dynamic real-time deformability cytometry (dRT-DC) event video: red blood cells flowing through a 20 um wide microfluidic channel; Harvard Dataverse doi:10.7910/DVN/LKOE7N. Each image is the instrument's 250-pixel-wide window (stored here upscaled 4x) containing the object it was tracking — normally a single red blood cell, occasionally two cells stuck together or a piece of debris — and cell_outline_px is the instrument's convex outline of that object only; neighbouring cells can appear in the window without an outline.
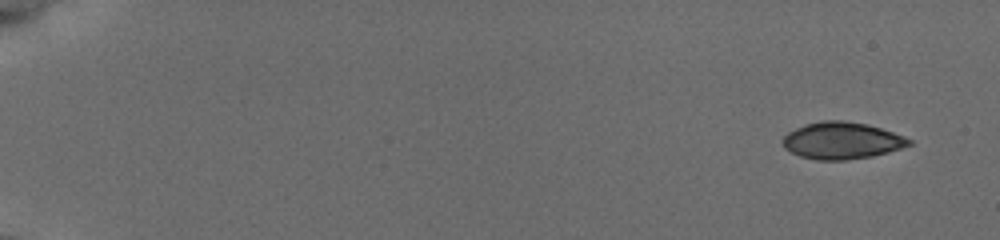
{"species": "common noctule bat (a hibernating species)", "species_latin": "Nyctalus noctula", "temperature_condition": "cold", "stored_images_in_passage": 53, "camera_frame_rate_fps": 3000, "um_per_image_px": 0.085, "animal": {"sex": "female", "body_mass_g": 19.5, "forearm_length_mm": 54.1}, "frame": {"image": 1, "passage_image": 1, "time_ms": 0.0, "image_size_px": [1000, 240], "cell_outline_px": [[912, 144], [888, 152], [872, 156], [848, 160], [816, 160], [800, 156], [784, 148], [784, 136], [788, 132], [804, 124], [820, 120], [844, 120], [868, 124], [904, 136], [912, 140]], "centroid_in_image_um": [71.55, 11.94], "position_along_channel_um": 13.4, "area_um2": 27.17}}
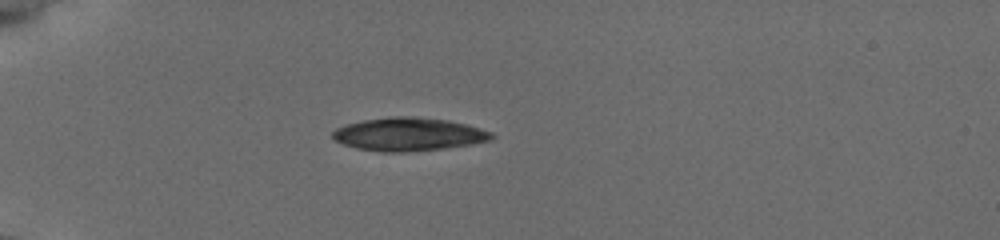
{"frame": {"image": 2, "passage_image": 15, "time_ms": 4.667, "image_size_px": [1000, 240], "cell_outline_px": [[496, 136], [492, 140], [472, 144], [444, 148], [404, 152], [384, 152], [356, 148], [332, 140], [332, 132], [336, 128], [348, 124], [364, 120], [388, 116], [416, 116], [448, 120], [468, 124], [492, 132]], "centroid_in_image_um": [34.76, 11.4], "position_along_channel_um": 50.2, "area_um2": 30.98}}